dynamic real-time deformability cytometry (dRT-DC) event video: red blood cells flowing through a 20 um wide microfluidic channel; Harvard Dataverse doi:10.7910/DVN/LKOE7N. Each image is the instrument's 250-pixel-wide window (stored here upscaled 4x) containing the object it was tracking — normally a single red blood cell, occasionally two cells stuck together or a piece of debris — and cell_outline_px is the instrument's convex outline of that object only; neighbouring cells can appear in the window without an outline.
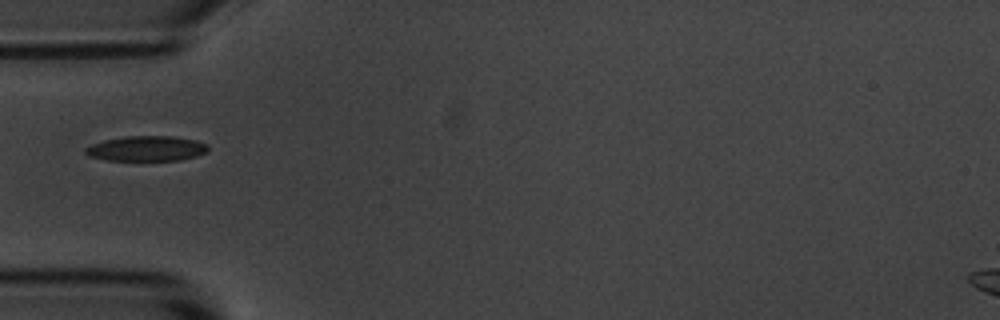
{"species": "common noctule bat (a hibernating species)", "species_latin": "Nyctalus noctula", "temperature_condition": "room temperature", "stored_images_in_passage": 39, "camera_frame_rate_fps": 3000, "um_per_image_px": 0.085, "animal": {"sex": "male", "body_mass_g": 20.1, "forearm_length_mm": 53.5}, "frame": {"image": 1, "passage_image": 1, "time_ms": 0.0, "image_size_px": [1000, 320], "cell_outline_px": [[208, 152], [196, 156], [180, 160], [108, 160], [88, 156], [84, 152], [84, 148], [92, 144], [104, 140], [124, 136], [172, 136], [196, 140], [208, 144]], "centroid_in_image_um": [12.46, 12.62], "position_along_channel_um": 72.5, "area_um2": 18.03}}
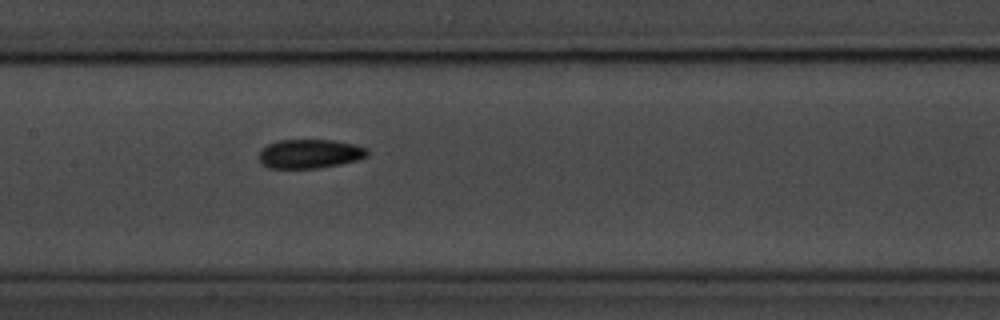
{"frame": {"image": 2, "passage_image": 10, "time_ms": 3.0, "image_size_px": [1000, 320], "cell_outline_px": [[368, 156], [356, 160], [340, 164], [316, 168], [268, 168], [260, 164], [260, 148], [268, 144], [280, 140], [332, 140], [356, 144], [368, 148]], "centroid_in_image_um": [26.33, 13.07], "position_along_channel_um": 181.1, "area_um2": 18.44}}
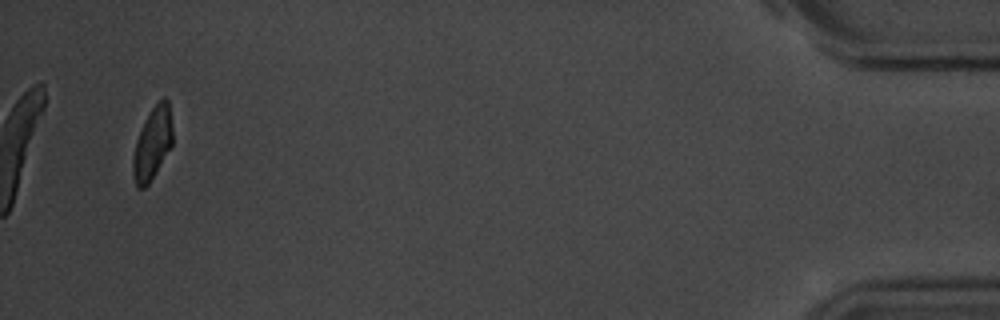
{"frame": {"image": 3, "passage_image": 37, "time_ms": 12.0, "image_size_px": [1000, 320], "cell_outline_px": [[172, 144], [148, 184], [144, 188], [136, 188], [132, 172], [132, 156], [136, 140], [144, 120], [152, 108], [164, 96], [168, 100], [172, 128]], "centroid_in_image_um": [12.93, 12.2], "position_along_channel_um": 422.3, "area_um2": 16.53}}